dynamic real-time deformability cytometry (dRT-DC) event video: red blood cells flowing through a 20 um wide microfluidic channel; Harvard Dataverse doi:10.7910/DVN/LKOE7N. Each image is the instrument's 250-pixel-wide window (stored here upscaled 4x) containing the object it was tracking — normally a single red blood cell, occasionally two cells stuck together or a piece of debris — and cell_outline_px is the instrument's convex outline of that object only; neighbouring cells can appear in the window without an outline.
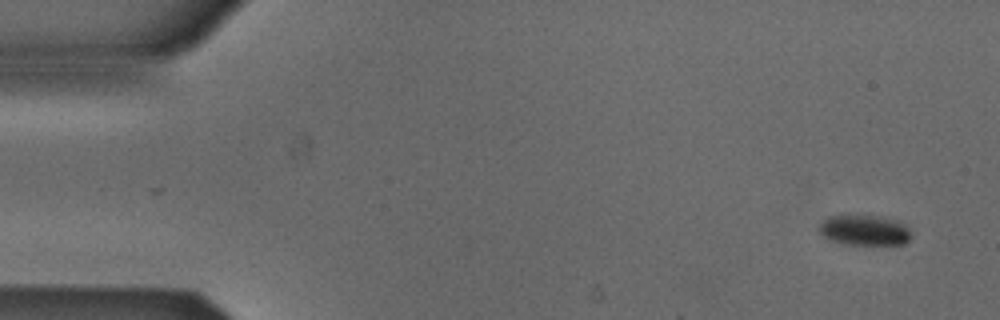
{"species": "Egyptian fruit bat (a non-hibernating species)", "species_latin": "Rousettus aegyptiacus", "temperature_condition": "cold", "stored_images_in_passage": 7, "camera_frame_rate_fps": 3000, "um_per_image_px": 0.085, "animal": {"sex": "male"}, "frame": {"image": 1, "passage_image": 1, "time_ms": 0.0, "image_size_px": [1000, 320], "cell_outline_px": [[908, 240], [904, 244], [844, 244], [832, 240], [824, 236], [820, 232], [820, 224], [828, 216], [876, 216], [896, 220], [904, 224], [908, 228]], "centroid_in_image_um": [73.46, 19.57], "position_along_channel_um": 11.5, "area_um2": 15.78}}
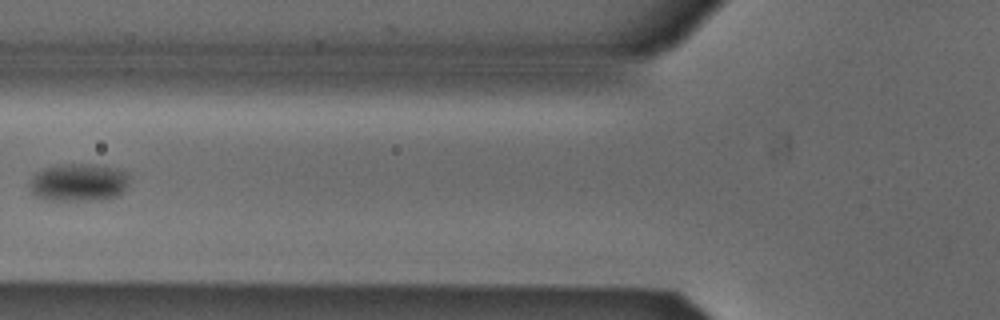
{"frame": {"image": 2, "passage_image": 6, "time_ms": 1.667, "image_size_px": [1000, 320], "cell_outline_px": [[128, 188], [120, 196], [104, 200], [44, 200], [36, 196], [28, 188], [28, 180], [36, 172], [44, 168], [64, 164], [84, 164], [116, 168], [124, 172], [128, 176]], "centroid_in_image_um": [6.66, 15.53], "position_along_channel_um": 119.1, "area_um2": 22.31}}
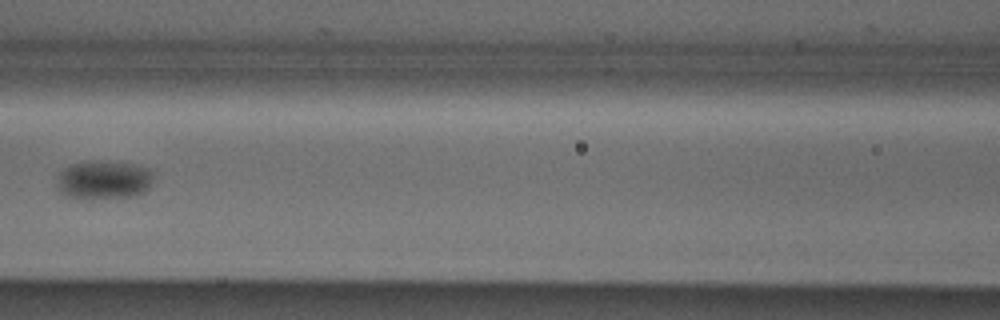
{"frame": {"image": 3, "passage_image": 7, "time_ms": 2.0, "image_size_px": [1000, 320], "cell_outline_px": [[152, 180], [148, 188], [144, 192], [136, 196], [88, 200], [84, 200], [64, 196], [56, 188], [56, 176], [64, 168], [72, 164], [132, 164], [148, 168], [152, 172]], "centroid_in_image_um": [8.76, 15.38], "position_along_channel_um": 157.8, "area_um2": 21.44}}